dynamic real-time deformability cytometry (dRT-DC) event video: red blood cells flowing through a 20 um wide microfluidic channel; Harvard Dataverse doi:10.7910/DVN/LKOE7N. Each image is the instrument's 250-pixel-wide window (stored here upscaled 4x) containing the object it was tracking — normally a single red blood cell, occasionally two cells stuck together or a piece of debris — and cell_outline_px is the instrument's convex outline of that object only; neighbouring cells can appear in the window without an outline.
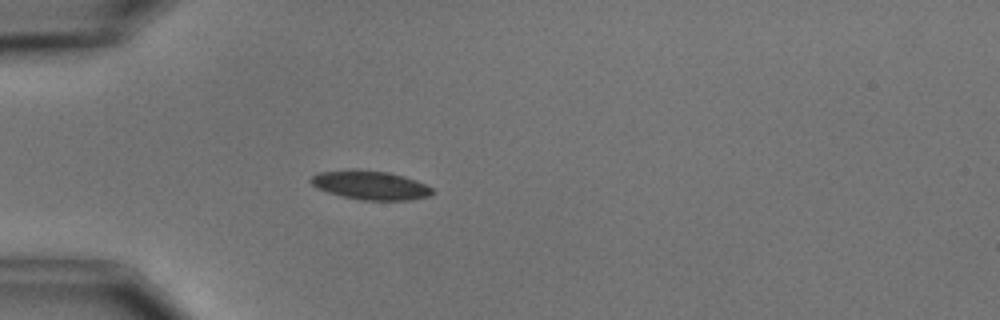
{"species": "common noctule bat (a hibernating species)", "species_latin": "Nyctalus noctula", "temperature_condition": "cold", "stored_images_in_passage": 4, "camera_frame_rate_fps": 3000, "um_per_image_px": 0.085, "animal": {"sex": "male", "body_mass_g": 15.6}, "frame": {"image": 1, "passage_image": 4, "time_ms": 3.667, "image_size_px": [1000, 320], "cell_outline_px": [[436, 192], [428, 196], [408, 200], [364, 200], [340, 196], [316, 188], [308, 180], [312, 176], [320, 172], [352, 168], [356, 168], [388, 172], [404, 176], [416, 180], [432, 188]], "centroid_in_image_um": [31.45, 15.72], "position_along_channel_um": 53.5, "area_um2": 20.69}}